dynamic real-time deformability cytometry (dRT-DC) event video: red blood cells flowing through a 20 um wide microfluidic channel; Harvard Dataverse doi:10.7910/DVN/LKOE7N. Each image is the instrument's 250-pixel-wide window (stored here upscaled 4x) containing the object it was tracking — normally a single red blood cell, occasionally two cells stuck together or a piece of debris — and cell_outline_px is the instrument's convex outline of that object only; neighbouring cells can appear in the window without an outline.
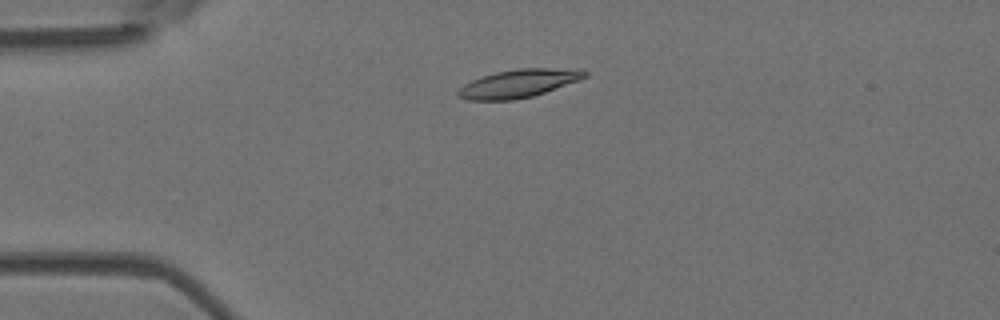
{"species": "Egyptian fruit bat (a non-hibernating species)", "species_latin": "Rousettus aegyptiacus", "temperature_condition": "room temperature", "stored_images_in_passage": 6, "camera_frame_rate_fps": 3000, "um_per_image_px": 0.085, "animal": {"sex": "female"}, "frame": {"image": 1, "passage_image": 3, "time_ms": 2.333, "image_size_px": [1000, 320], "cell_outline_px": [[588, 76], [580, 80], [532, 96], [512, 100], [468, 100], [460, 96], [456, 92], [464, 84], [472, 80], [496, 72], [516, 68], [580, 68], [588, 72]], "centroid_in_image_um": [44.14, 7.07], "position_along_channel_um": 40.9, "area_um2": 20.75}}
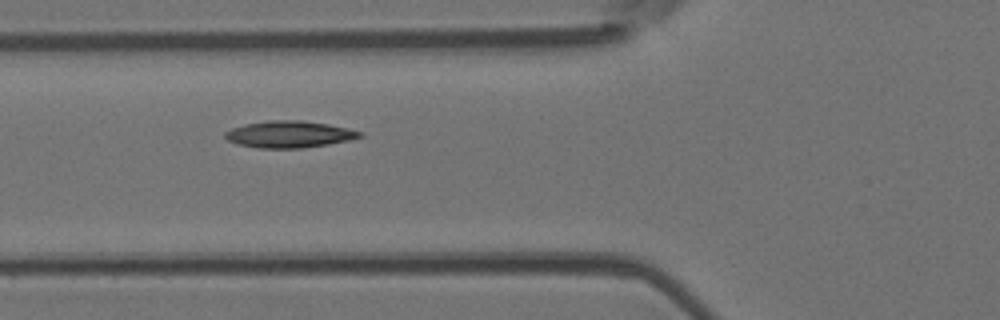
{"frame": {"image": 2, "passage_image": 5, "time_ms": 4.667, "image_size_px": [1000, 320], "cell_outline_px": [[364, 136], [348, 140], [328, 144], [300, 148], [260, 148], [236, 144], [228, 140], [224, 136], [224, 132], [232, 128], [244, 124], [268, 120], [300, 120], [328, 124], [364, 132]], "centroid_in_image_um": [24.57, 11.41], "position_along_channel_um": 101.2, "area_um2": 20.98}}
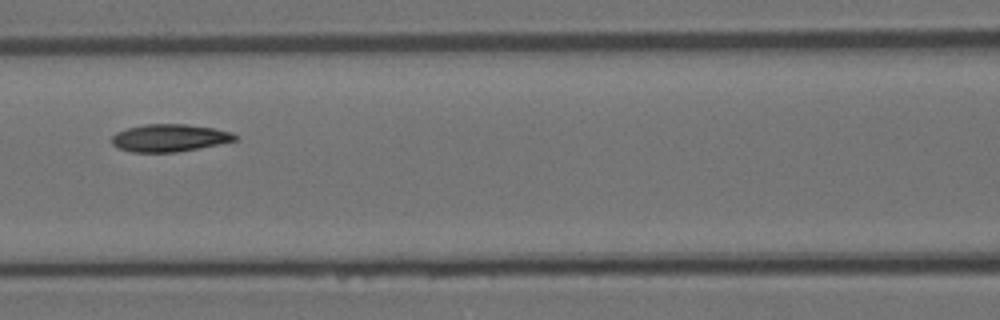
{"frame": {"image": 3, "passage_image": 6, "time_ms": 6.0, "image_size_px": [1000, 320], "cell_outline_px": [[236, 140], [176, 152], [132, 152], [116, 148], [112, 144], [112, 136], [116, 132], [128, 128], [144, 124], [184, 124], [212, 128], [232, 132], [236, 136]], "centroid_in_image_um": [14.34, 11.72], "position_along_channel_um": 152.3, "area_um2": 19.48}}